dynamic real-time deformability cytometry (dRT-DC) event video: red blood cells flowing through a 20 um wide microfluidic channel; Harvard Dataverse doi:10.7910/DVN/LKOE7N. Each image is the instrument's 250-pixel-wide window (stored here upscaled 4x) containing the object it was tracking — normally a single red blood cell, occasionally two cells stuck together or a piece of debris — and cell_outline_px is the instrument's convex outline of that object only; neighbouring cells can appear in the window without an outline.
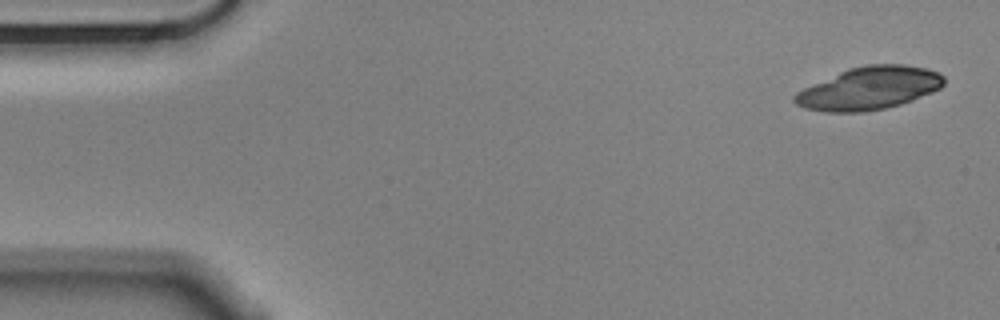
{"species": "Egyptian fruit bat (a non-hibernating species)", "species_latin": "Rousettus aegyptiacus", "temperature_condition": "cold", "stored_images_in_passage": 39, "camera_frame_rate_fps": 3000, "um_per_image_px": 0.085, "animal": {"sex": "male"}, "frame": {"image": 1, "passage_image": 1, "time_ms": 0.0, "image_size_px": [1000, 320], "cell_outline_px": [[944, 84], [940, 88], [932, 92], [912, 100], [900, 104], [884, 108], [864, 112], [828, 112], [804, 108], [796, 104], [792, 100], [792, 96], [796, 92], [812, 84], [848, 68], [868, 64], [904, 64], [924, 68], [940, 72], [944, 76]], "centroid_in_image_um": [73.87, 7.5], "position_along_channel_um": 11.1, "area_um2": 37.22}}